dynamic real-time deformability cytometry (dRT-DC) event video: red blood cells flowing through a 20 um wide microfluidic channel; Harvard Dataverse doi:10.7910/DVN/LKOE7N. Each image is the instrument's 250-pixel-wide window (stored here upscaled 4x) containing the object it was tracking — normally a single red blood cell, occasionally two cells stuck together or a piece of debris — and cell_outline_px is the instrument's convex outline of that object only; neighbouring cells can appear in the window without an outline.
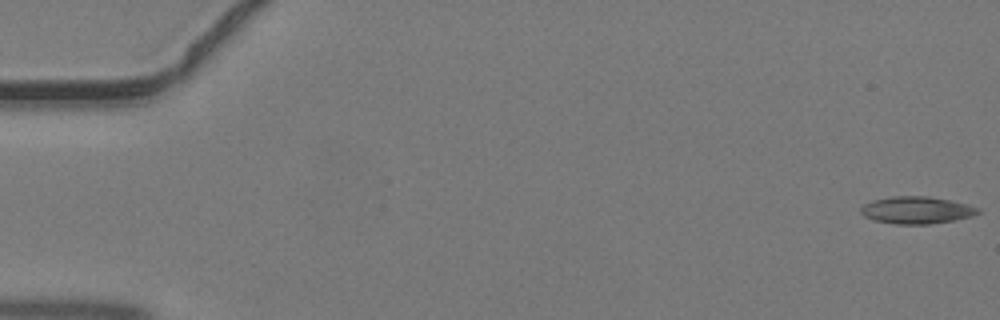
{"species": "common noctule bat (a hibernating species)", "species_latin": "Nyctalus noctula", "temperature_condition": "warm", "stored_images_in_passage": 46, "segment_of_instrument_passage": [1, 2], "camera_frame_rate_fps": 3000, "um_per_image_px": 0.085, "animal": {"sex": "male", "body_mass_g": 19.2, "forearm_length_mm": 51.8}, "frame": {"image": 1, "passage_image": 1, "time_ms": 0.0, "image_size_px": [1000, 320], "cell_outline_px": [[980, 212], [972, 216], [952, 220], [928, 224], [896, 224], [872, 220], [864, 216], [860, 212], [860, 208], [864, 204], [872, 200], [892, 196], [928, 196], [968, 204], [980, 208]], "centroid_in_image_um": [77.88, 17.86], "position_along_channel_um": 7.1, "area_um2": 18.55}}
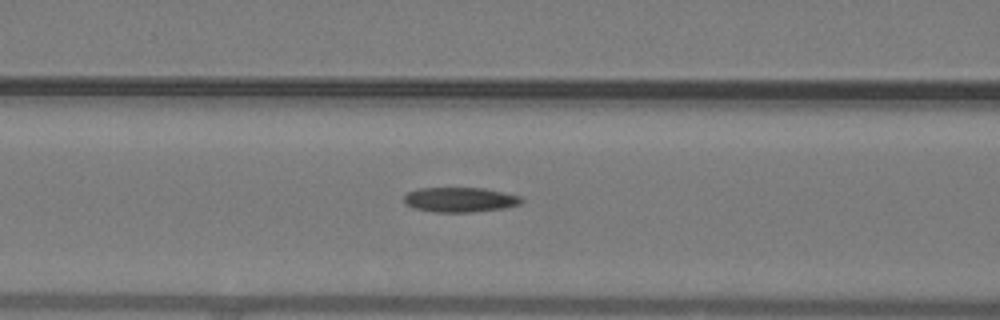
{"frame": {"image": 2, "passage_image": 19, "time_ms": 6.0, "image_size_px": [1000, 320], "cell_outline_px": [[524, 200], [520, 204], [500, 208], [472, 212], [432, 212], [416, 208], [404, 204], [404, 196], [408, 192], [420, 188], [484, 188], [504, 192], [520, 196]], "centroid_in_image_um": [39.08, 16.97], "position_along_channel_um": 127.5, "area_um2": 16.88}}
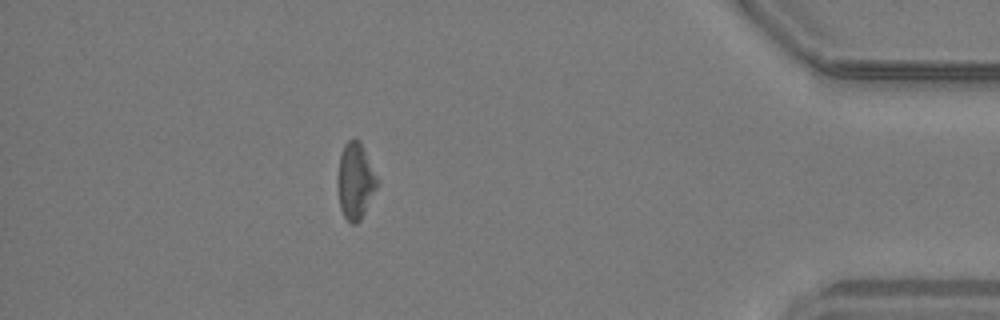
{"frame": {"image": 3, "passage_image": 40, "time_ms": 13.0, "image_size_px": [1000, 320], "cell_outline_px": [[380, 184], [360, 220], [356, 224], [352, 224], [344, 216], [340, 208], [336, 184], [336, 180], [340, 156], [344, 144], [348, 140], [360, 140], [380, 180]], "centroid_in_image_um": [30.22, 15.38], "position_along_channel_um": 405.0, "area_um2": 18.03}}